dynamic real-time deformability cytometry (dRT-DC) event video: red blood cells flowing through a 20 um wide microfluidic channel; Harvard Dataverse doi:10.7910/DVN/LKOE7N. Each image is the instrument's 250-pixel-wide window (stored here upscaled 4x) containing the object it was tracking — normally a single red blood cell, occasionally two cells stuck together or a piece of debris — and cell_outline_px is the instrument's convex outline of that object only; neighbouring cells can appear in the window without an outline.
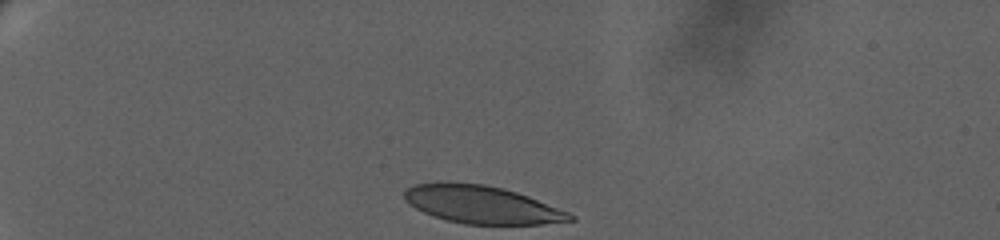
{"species": "human", "species_latin": "Homo sapiens", "temperature_condition": "warm", "stored_images_in_passage": 38, "camera_frame_rate_fps": 3000, "um_per_image_px": 0.085, "donor": {"sex": "female"}, "frame": {"image": 1, "passage_image": 1, "time_ms": 0.0, "image_size_px": [1000, 240], "cell_outline_px": [[576, 220], [540, 224], [464, 224], [432, 216], [408, 204], [404, 200], [404, 192], [412, 184], [436, 180], [448, 180], [484, 184], [504, 188], [528, 196], [568, 212], [576, 216]], "centroid_in_image_um": [40.88, 17.35], "position_along_channel_um": 44.1, "area_um2": 36.99}}
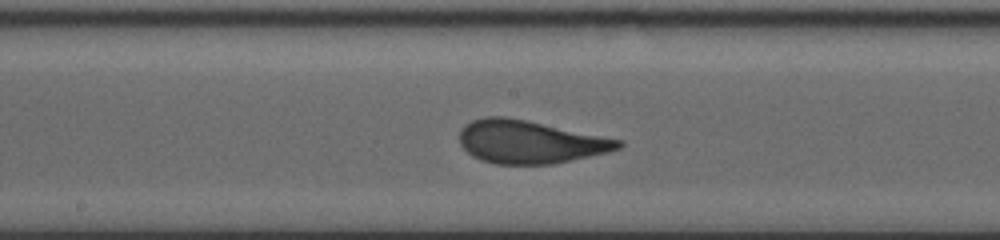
{"frame": {"image": 2, "passage_image": 20, "time_ms": 6.667, "image_size_px": [1000, 240], "cell_outline_px": [[624, 144], [620, 148], [608, 152], [552, 164], [496, 164], [480, 160], [472, 156], [460, 144], [460, 128], [464, 124], [472, 120], [484, 116], [504, 116], [624, 140]], "centroid_in_image_um": [45.02, 12.06], "position_along_channel_um": 203.2, "area_um2": 39.71}}
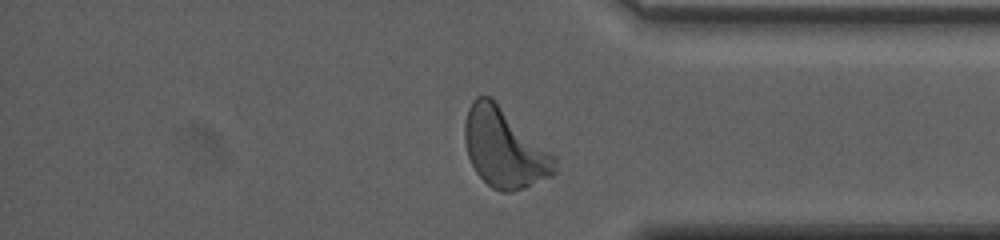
{"frame": {"image": 3, "passage_image": 35, "time_ms": 12.333, "image_size_px": [1000, 240], "cell_outline_px": [[556, 172], [552, 176], [524, 188], [512, 192], [500, 192], [492, 188], [476, 172], [468, 156], [464, 140], [464, 124], [468, 108], [472, 100], [476, 96], [492, 96], [552, 152], [556, 156]], "centroid_in_image_um": [42.88, 12.56], "position_along_channel_um": 392.3, "area_um2": 42.02}, "authors_computed_cell_mechanics": {"area_um2": 39.1306, "velocity_mm_per_s": 3.4254, "shape_relaxation_time_tau1_ms": 3.8024, "shape_relaxation_time_tau2_ms": null, "deformation_change_tau1": 0.1811, "deformation_change_tau2": null}}